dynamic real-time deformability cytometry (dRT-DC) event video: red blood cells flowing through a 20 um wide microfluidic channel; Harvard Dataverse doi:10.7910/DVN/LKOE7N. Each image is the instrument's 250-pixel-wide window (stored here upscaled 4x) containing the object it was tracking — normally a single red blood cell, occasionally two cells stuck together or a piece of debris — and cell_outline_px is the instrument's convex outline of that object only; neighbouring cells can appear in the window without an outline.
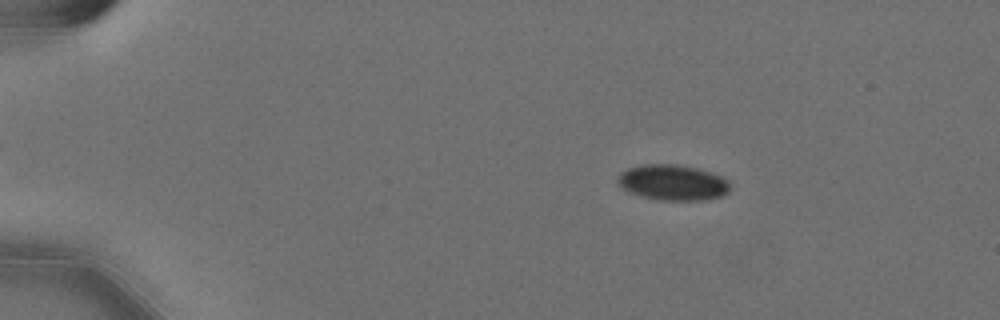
{"species": "Egyptian fruit bat (a non-hibernating species)", "species_latin": "Rousettus aegyptiacus", "temperature_condition": "cold", "stored_images_in_passage": 27, "camera_frame_rate_fps": 3000, "um_per_image_px": 0.085, "animal": {"sex": "female"}, "frame": {"image": 1, "passage_image": 10, "time_ms": 3.0, "image_size_px": [1000, 320], "cell_outline_px": [[728, 192], [720, 196], [704, 200], [660, 200], [644, 196], [632, 192], [624, 188], [616, 180], [620, 172], [628, 168], [640, 164], [680, 164], [712, 172], [728, 180]], "centroid_in_image_um": [57.18, 15.49], "position_along_channel_um": 27.8, "area_um2": 23.12}}
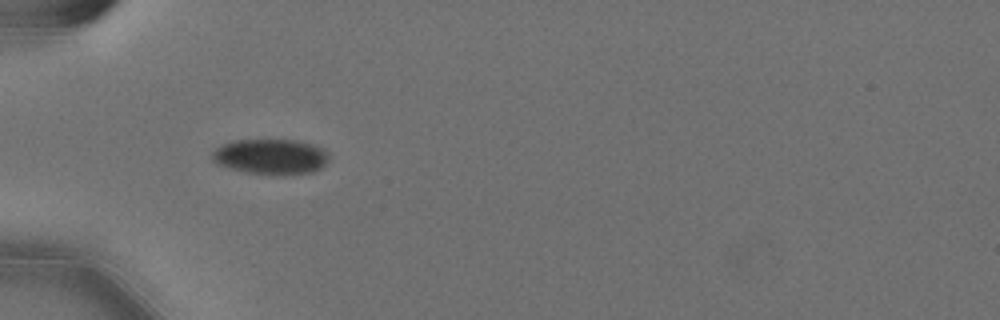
{"frame": {"image": 2, "passage_image": 19, "time_ms": 6.0, "image_size_px": [1000, 320], "cell_outline_px": [[328, 160], [320, 168], [312, 172], [248, 172], [216, 164], [212, 160], [212, 152], [216, 148], [224, 144], [236, 140], [296, 140], [312, 144], [324, 148], [328, 152]], "centroid_in_image_um": [23.01, 13.26], "position_along_channel_um": 62.0, "area_um2": 23.18}}